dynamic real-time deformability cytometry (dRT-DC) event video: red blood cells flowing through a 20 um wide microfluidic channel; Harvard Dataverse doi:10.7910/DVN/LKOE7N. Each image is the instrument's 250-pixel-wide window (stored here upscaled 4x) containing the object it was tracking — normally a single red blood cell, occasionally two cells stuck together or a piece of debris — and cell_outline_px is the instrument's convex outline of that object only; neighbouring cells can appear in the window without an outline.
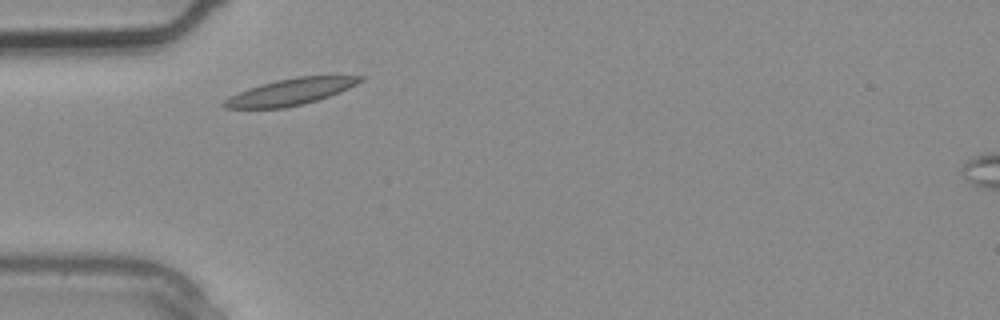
{"species": "common noctule bat (a hibernating species)", "species_latin": "Nyctalus noctula", "temperature_condition": "warm", "stored_images_in_passage": 1, "camera_frame_rate_fps": 3000, "um_per_image_px": 0.085, "animal": {"sex": "male", "body_mass_g": 20.4}, "frame": {"image": 1, "passage_image": 1, "time_ms": 0.0, "image_size_px": [1000, 320], "cell_outline_px": [[368, 76], [364, 80], [340, 92], [304, 104], [284, 108], [224, 108], [220, 104], [224, 100], [248, 88], [276, 80], [296, 76]], "centroid_in_image_um": [24.71, 7.8], "position_along_channel_um": 60.3, "area_um2": 20.81}}